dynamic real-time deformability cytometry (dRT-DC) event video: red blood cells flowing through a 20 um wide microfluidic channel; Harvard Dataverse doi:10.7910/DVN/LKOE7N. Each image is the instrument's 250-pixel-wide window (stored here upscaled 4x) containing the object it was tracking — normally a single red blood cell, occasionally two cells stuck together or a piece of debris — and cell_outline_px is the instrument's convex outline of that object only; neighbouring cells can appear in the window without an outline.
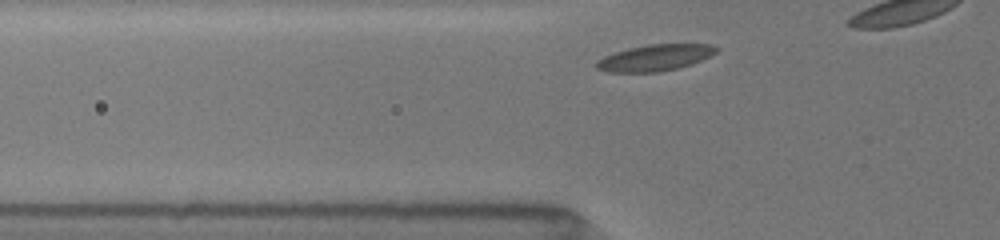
{"species": "common noctule bat (a hibernating species)", "species_latin": "Nyctalus noctula", "temperature_condition": "room temperature", "stored_images_in_passage": 8, "camera_frame_rate_fps": 3000, "um_per_image_px": 0.085, "animal": {"sex": "female", "body_mass_g": 19.5, "forearm_length_mm": 54.1}, "frame": {"image": 1, "passage_image": 3, "time_ms": 0.667, "image_size_px": [1000, 240], "cell_outline_px": [[720, 48], [716, 52], [692, 64], [660, 72], [608, 72], [596, 68], [596, 60], [604, 56], [628, 48], [648, 44], [712, 44]], "centroid_in_image_um": [55.66, 4.9], "position_along_channel_um": 70.1, "area_um2": 18.32}}
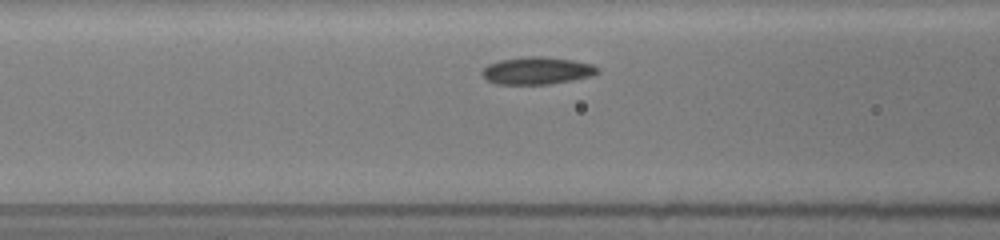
{"frame": {"image": 2, "passage_image": 7, "time_ms": 2.0, "image_size_px": [1000, 240], "cell_outline_px": [[600, 72], [588, 76], [572, 80], [548, 84], [496, 84], [488, 80], [480, 72], [488, 64], [500, 60], [528, 56], [544, 56], [572, 60], [592, 64], [600, 68]], "centroid_in_image_um": [45.64, 6.0], "position_along_channel_um": 121.0, "area_um2": 18.32}}